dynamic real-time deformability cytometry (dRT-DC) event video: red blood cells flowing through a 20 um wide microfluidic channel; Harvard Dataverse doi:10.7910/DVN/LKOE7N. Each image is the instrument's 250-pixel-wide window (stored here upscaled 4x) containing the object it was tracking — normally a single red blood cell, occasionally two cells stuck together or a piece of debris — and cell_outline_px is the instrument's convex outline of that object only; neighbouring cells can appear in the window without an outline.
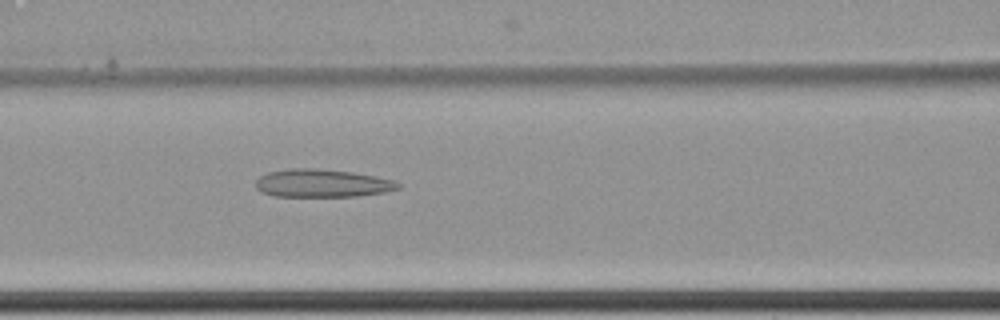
{"species": "common noctule bat (a hibernating species)", "species_latin": "Nyctalus noctula", "temperature_condition": "cold", "stored_images_in_passage": 8, "camera_frame_rate_fps": 3000, "um_per_image_px": 0.085, "animal": {"sex": "female", "body_mass_g": 22.7, "forearm_length_mm": 54.2}, "frame": {"image": 1, "passage_image": 8, "time_ms": 2.333, "image_size_px": [1000, 320], "cell_outline_px": [[400, 188], [384, 192], [356, 196], [276, 196], [260, 192], [256, 188], [256, 180], [260, 176], [268, 172], [292, 168], [316, 168], [352, 172], [376, 176], [396, 180], [400, 184]], "centroid_in_image_um": [27.39, 15.57], "position_along_channel_um": 139.2, "area_um2": 23.24}}